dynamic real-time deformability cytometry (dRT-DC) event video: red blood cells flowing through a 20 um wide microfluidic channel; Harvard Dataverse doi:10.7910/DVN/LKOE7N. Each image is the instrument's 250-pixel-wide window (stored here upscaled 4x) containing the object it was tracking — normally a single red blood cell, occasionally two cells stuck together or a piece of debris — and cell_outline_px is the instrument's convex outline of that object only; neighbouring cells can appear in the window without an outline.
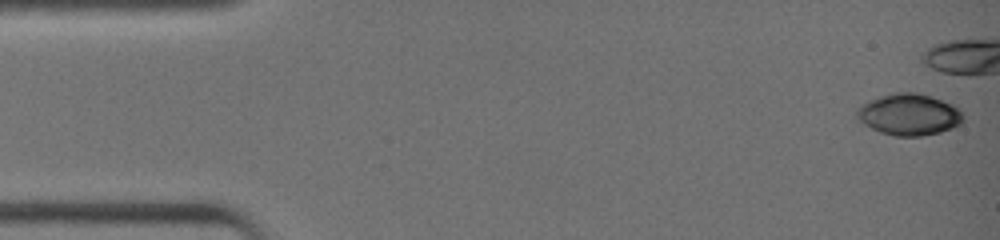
{"species": "common noctule bat (a hibernating species)", "species_latin": "Nyctalus noctula", "temperature_condition": "warm", "stored_images_in_passage": 33, "camera_frame_rate_fps": 3000, "um_per_image_px": 0.085, "animal": {"sex": "female", "body_mass_g": 19.0, "forearm_length_mm": 51.5}, "frame": {"image": 1, "passage_image": 1, "time_ms": 0.0, "image_size_px": [1000, 240], "cell_outline_px": [[964, 120], [960, 124], [952, 128], [940, 132], [920, 136], [892, 136], [880, 132], [864, 124], [856, 116], [856, 108], [860, 104], [868, 100], [892, 92], [916, 92], [932, 96], [952, 104], [964, 116]], "centroid_in_image_um": [77.24, 9.72], "position_along_channel_um": 7.8, "area_um2": 25.89}}